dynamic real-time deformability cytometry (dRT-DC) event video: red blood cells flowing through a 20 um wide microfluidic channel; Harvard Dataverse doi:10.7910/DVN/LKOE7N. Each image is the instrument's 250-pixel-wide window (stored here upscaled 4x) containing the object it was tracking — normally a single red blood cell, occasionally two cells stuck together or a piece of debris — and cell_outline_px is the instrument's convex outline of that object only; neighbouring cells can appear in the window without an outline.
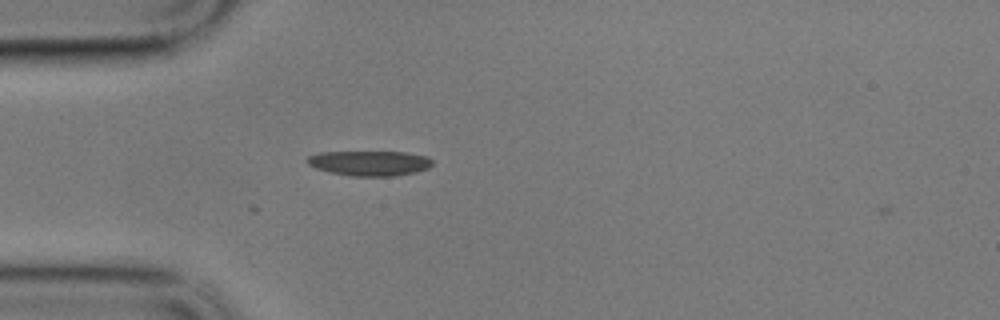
{"species": "common noctule bat (a hibernating species)", "species_latin": "Nyctalus noctula", "temperature_condition": "cold", "stored_images_in_passage": 2, "camera_frame_rate_fps": 3000, "um_per_image_px": 0.085, "animal": {"sex": "male", "body_mass_g": 17.9}, "frame": {"image": 1, "passage_image": 2, "time_ms": 0.333, "image_size_px": [1000, 320], "cell_outline_px": [[432, 164], [428, 168], [416, 172], [392, 176], [352, 176], [332, 172], [316, 168], [308, 164], [308, 156], [320, 152], [404, 152], [428, 156], [432, 160]], "centroid_in_image_um": [31.45, 13.86], "position_along_channel_um": 53.6, "area_um2": 18.09}}